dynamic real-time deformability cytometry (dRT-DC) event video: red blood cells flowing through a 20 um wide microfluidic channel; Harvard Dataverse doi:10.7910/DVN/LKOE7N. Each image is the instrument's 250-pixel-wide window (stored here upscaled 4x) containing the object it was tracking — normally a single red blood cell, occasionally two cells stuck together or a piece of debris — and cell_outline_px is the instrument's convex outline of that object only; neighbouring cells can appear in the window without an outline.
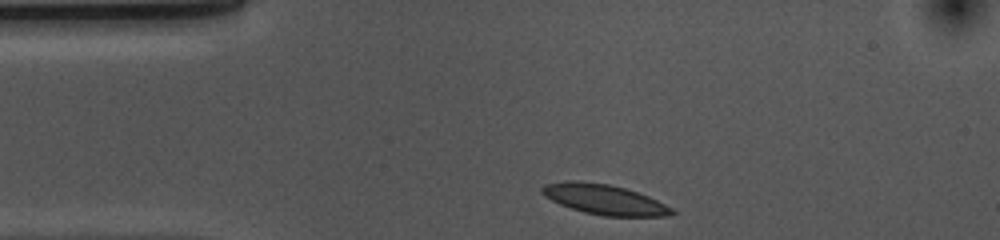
{"species": "common noctule bat (a hibernating species)", "species_latin": "Nyctalus noctula", "temperature_condition": "cold", "stored_images_in_passage": 33, "camera_frame_rate_fps": 3000, "um_per_image_px": 0.085, "animal": {"sex": "female", "body_mass_g": 10.0, "forearm_length_mm": 53.1}, "frame": {"image": 1, "passage_image": 1, "time_ms": 0.0, "image_size_px": [1000, 240], "cell_outline_px": [[676, 212], [668, 216], [604, 216], [584, 212], [560, 204], [544, 196], [540, 192], [540, 188], [544, 184], [568, 180], [576, 180], [608, 184], [624, 188], [648, 196], [672, 208]], "centroid_in_image_um": [51.33, 16.95], "position_along_channel_um": 33.7, "area_um2": 22.66}}
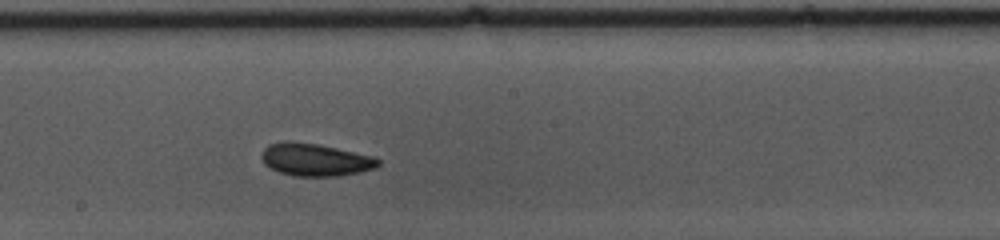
{"frame": {"image": 2, "passage_image": 19, "time_ms": 6.0, "image_size_px": [1000, 240], "cell_outline_px": [[380, 164], [376, 168], [360, 172], [340, 176], [292, 176], [280, 172], [264, 164], [260, 156], [264, 148], [268, 144], [316, 144], [336, 148], [372, 156], [380, 160]], "centroid_in_image_um": [26.84, 13.62], "position_along_channel_um": 221.4, "area_um2": 21.44}}
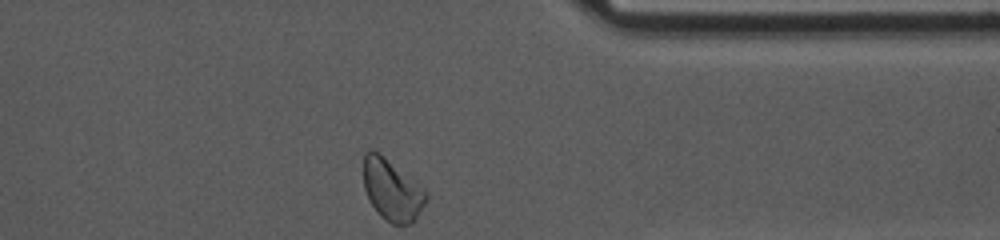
{"frame": {"image": 3, "passage_image": 33, "time_ms": 10.667, "image_size_px": [1000, 240], "cell_outline_px": [[428, 200], [412, 224], [392, 224], [384, 220], [380, 216], [372, 204], [364, 188], [364, 152], [372, 148], [380, 152], [428, 192]], "centroid_in_image_um": [33.33, 16.14], "position_along_channel_um": 378.1, "area_um2": 22.48}, "authors_computed_cell_mechanics": {"area_um2": 22.0218, "velocity_mm_per_s": 3.6198, "shape_relaxation_time_tau1_ms": 2.5125, "shape_relaxation_time_tau2_ms": null, "deformation_change_tau1": 0.0692, "deformation_change_tau2": null}}